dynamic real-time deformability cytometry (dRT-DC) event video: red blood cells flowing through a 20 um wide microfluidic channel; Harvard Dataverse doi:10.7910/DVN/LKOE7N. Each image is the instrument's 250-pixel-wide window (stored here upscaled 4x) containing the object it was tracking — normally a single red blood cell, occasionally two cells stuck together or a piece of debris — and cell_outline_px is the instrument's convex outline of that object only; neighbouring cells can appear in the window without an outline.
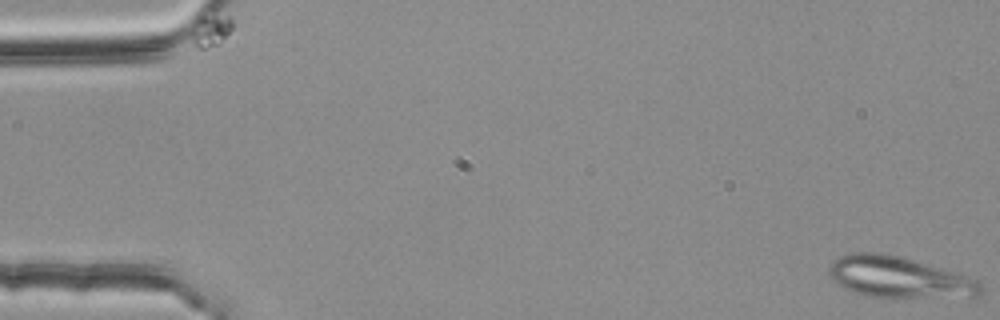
{"species": "common noctule bat (a hibernating species)", "species_latin": "Nyctalus noctula", "temperature_condition": "room temperature", "stored_images_in_passage": 53, "camera_frame_rate_fps": 3000, "um_per_image_px": 0.085, "animal": {"sex": "female", "body_mass_g": 25.1}, "frame": {"image": 1, "passage_image": 1, "time_ms": 0.0, "image_size_px": [1000, 320], "cell_outline_px": [[984, 288], [976, 296], [868, 296], [856, 292], [840, 284], [828, 272], [828, 268], [832, 260], [840, 256], [852, 252], [880, 252], [900, 256], [940, 268], [976, 280]], "centroid_in_image_um": [76.35, 23.53], "position_along_channel_um": 8.6, "area_um2": 35.08}}
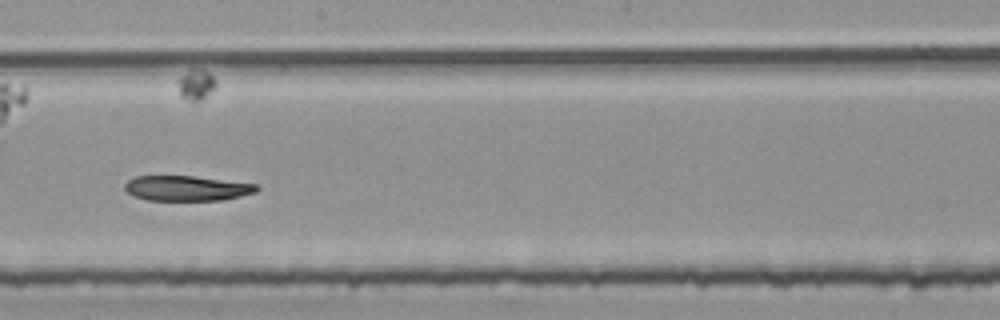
{"frame": {"image": 2, "passage_image": 31, "time_ms": 10.0, "image_size_px": [1000, 320], "cell_outline_px": [[260, 188], [256, 192], [240, 196], [220, 200], [148, 200], [136, 196], [128, 192], [124, 188], [124, 184], [128, 180], [136, 176], [192, 176], [256, 184]], "centroid_in_image_um": [15.87, 16.0], "position_along_channel_um": 232.3, "area_um2": 19.07}}
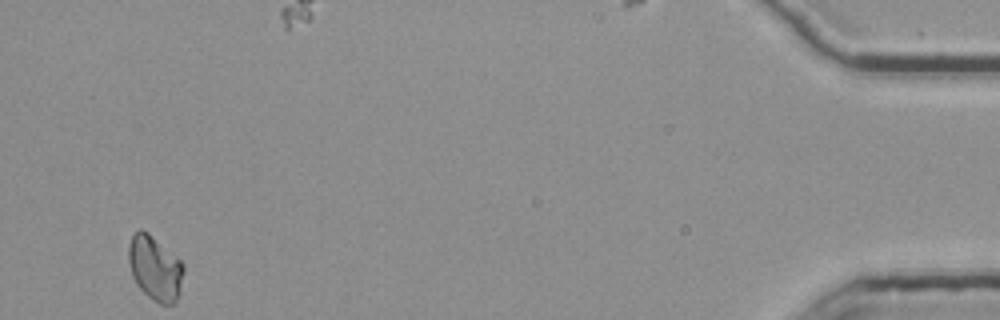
{"frame": {"image": 3, "passage_image": 53, "time_ms": 17.333, "image_size_px": [1000, 320], "cell_outline_px": [[184, 272], [180, 292], [176, 304], [160, 304], [152, 300], [136, 284], [132, 276], [128, 260], [128, 244], [132, 236], [140, 228], [148, 232], [180, 260], [184, 264]], "centroid_in_image_um": [13.18, 22.81], "position_along_channel_um": 422.0, "area_um2": 20.87}}